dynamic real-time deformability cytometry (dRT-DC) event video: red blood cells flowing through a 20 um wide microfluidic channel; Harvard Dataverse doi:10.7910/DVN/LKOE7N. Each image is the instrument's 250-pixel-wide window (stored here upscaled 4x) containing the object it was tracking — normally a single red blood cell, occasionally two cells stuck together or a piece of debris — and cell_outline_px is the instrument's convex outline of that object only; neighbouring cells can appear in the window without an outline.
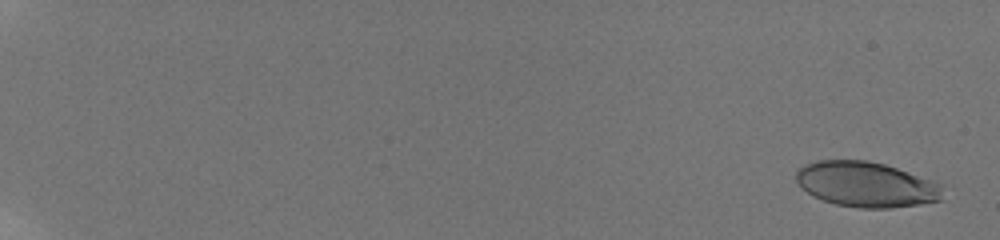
{"species": "human", "species_latin": "Homo sapiens", "temperature_condition": "room temperature", "stored_images_in_passage": 18, "camera_frame_rate_fps": 3000, "um_per_image_px": 0.085, "donor": {"sex": "male"}, "frame": {"image": 1, "passage_image": 2, "time_ms": 0.667, "image_size_px": [1000, 240], "cell_outline_px": [[944, 200], [920, 204], [888, 208], [860, 208], [836, 204], [824, 200], [800, 188], [796, 180], [796, 172], [804, 164], [820, 160], [868, 160], [884, 164], [944, 184]], "centroid_in_image_um": [73.68, 15.68], "position_along_channel_um": 11.3, "area_um2": 38.84}}
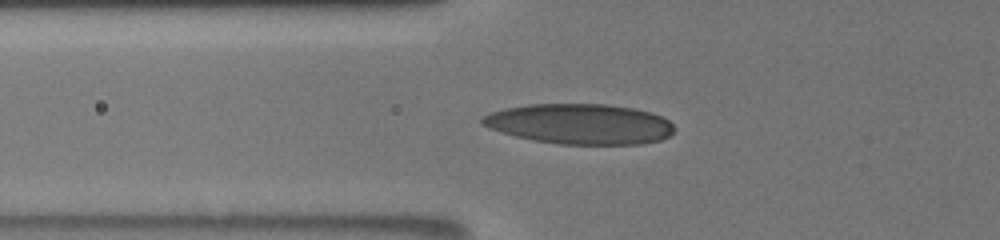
{"frame": {"image": 2, "passage_image": 15, "time_ms": 8.333, "image_size_px": [1000, 240], "cell_outline_px": [[676, 128], [668, 136], [660, 140], [640, 144], [560, 144], [532, 140], [516, 136], [480, 124], [480, 120], [484, 116], [492, 112], [504, 108], [528, 104], [608, 104], [632, 108], [652, 112], [668, 120]], "centroid_in_image_um": [49.31, 10.53], "position_along_channel_um": 76.5, "area_um2": 44.97}}
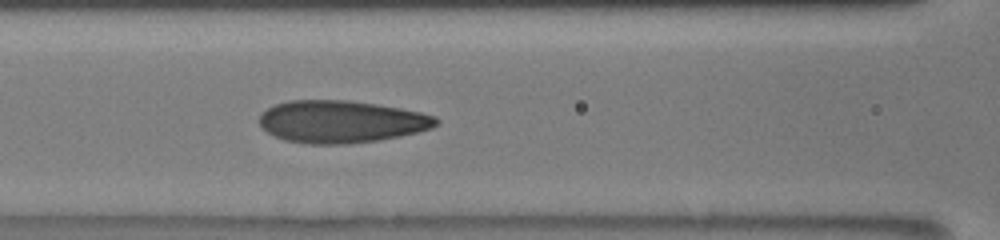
{"frame": {"image": 3, "passage_image": 18, "time_ms": 10.0, "image_size_px": [1000, 240], "cell_outline_px": [[440, 124], [432, 128], [400, 136], [376, 140], [344, 144], [308, 144], [284, 140], [268, 132], [260, 124], [260, 116], [268, 108], [276, 104], [288, 100], [348, 100], [376, 104], [400, 108], [420, 112], [436, 116], [440, 120]], "centroid_in_image_um": [29.04, 10.33], "position_along_channel_um": 137.6, "area_um2": 43.47}}